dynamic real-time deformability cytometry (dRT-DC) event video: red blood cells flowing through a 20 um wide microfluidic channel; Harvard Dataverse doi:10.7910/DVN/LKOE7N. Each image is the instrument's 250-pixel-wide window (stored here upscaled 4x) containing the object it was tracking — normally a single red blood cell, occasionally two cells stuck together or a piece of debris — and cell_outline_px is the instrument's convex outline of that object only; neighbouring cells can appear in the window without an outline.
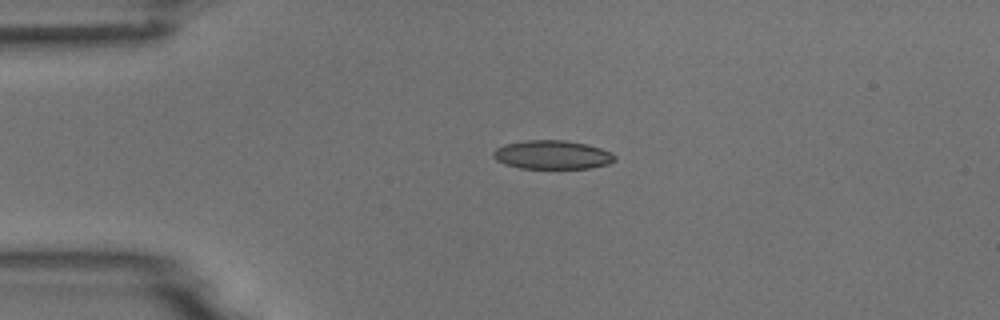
{"species": "common noctule bat (a hibernating species)", "species_latin": "Nyctalus noctula", "temperature_condition": "room temperature", "stored_images_in_passage": 5, "camera_frame_rate_fps": 3000, "um_per_image_px": 0.085, "animal": {"sex": "male", "body_mass_g": 18.8}, "frame": {"image": 1, "passage_image": 3, "time_ms": 3.0, "image_size_px": [1000, 320], "cell_outline_px": [[616, 160], [608, 164], [588, 168], [520, 168], [504, 164], [496, 160], [492, 156], [492, 152], [496, 148], [504, 144], [524, 140], [564, 140], [584, 144], [600, 148], [612, 152], [616, 156]], "centroid_in_image_um": [46.91, 13.15], "position_along_channel_um": 38.1, "area_um2": 20.4}}